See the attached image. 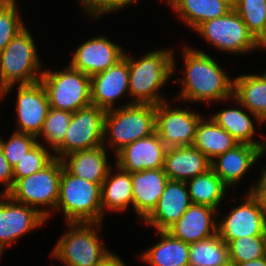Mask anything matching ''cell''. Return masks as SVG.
Instances as JSON below:
<instances>
[{
	"mask_svg": "<svg viewBox=\"0 0 266 266\" xmlns=\"http://www.w3.org/2000/svg\"><path fill=\"white\" fill-rule=\"evenodd\" d=\"M184 77L176 81L183 87L177 100L188 102L229 101L233 98L234 79L209 54L183 47Z\"/></svg>",
	"mask_w": 266,
	"mask_h": 266,
	"instance_id": "cell-1",
	"label": "cell"
},
{
	"mask_svg": "<svg viewBox=\"0 0 266 266\" xmlns=\"http://www.w3.org/2000/svg\"><path fill=\"white\" fill-rule=\"evenodd\" d=\"M173 53L169 48L154 50L136 60L125 52L124 57L129 67L128 89L132 103L156 105L167 101L159 92L176 72Z\"/></svg>",
	"mask_w": 266,
	"mask_h": 266,
	"instance_id": "cell-2",
	"label": "cell"
},
{
	"mask_svg": "<svg viewBox=\"0 0 266 266\" xmlns=\"http://www.w3.org/2000/svg\"><path fill=\"white\" fill-rule=\"evenodd\" d=\"M32 34L21 30L0 54V100L21 84L40 81L43 71Z\"/></svg>",
	"mask_w": 266,
	"mask_h": 266,
	"instance_id": "cell-3",
	"label": "cell"
},
{
	"mask_svg": "<svg viewBox=\"0 0 266 266\" xmlns=\"http://www.w3.org/2000/svg\"><path fill=\"white\" fill-rule=\"evenodd\" d=\"M155 132V105L137 104L130 100L122 107L106 111L103 145L109 141L116 154L126 145Z\"/></svg>",
	"mask_w": 266,
	"mask_h": 266,
	"instance_id": "cell-4",
	"label": "cell"
},
{
	"mask_svg": "<svg viewBox=\"0 0 266 266\" xmlns=\"http://www.w3.org/2000/svg\"><path fill=\"white\" fill-rule=\"evenodd\" d=\"M56 211L66 223H102L101 185L72 175L62 168Z\"/></svg>",
	"mask_w": 266,
	"mask_h": 266,
	"instance_id": "cell-5",
	"label": "cell"
},
{
	"mask_svg": "<svg viewBox=\"0 0 266 266\" xmlns=\"http://www.w3.org/2000/svg\"><path fill=\"white\" fill-rule=\"evenodd\" d=\"M103 223H67L51 256L65 266H98L111 252L99 239ZM70 229V230H69Z\"/></svg>",
	"mask_w": 266,
	"mask_h": 266,
	"instance_id": "cell-6",
	"label": "cell"
},
{
	"mask_svg": "<svg viewBox=\"0 0 266 266\" xmlns=\"http://www.w3.org/2000/svg\"><path fill=\"white\" fill-rule=\"evenodd\" d=\"M62 168V160L54 158L42 170L18 179L7 195L17 202L35 208L48 219L51 216L50 210L55 211L58 202Z\"/></svg>",
	"mask_w": 266,
	"mask_h": 266,
	"instance_id": "cell-7",
	"label": "cell"
},
{
	"mask_svg": "<svg viewBox=\"0 0 266 266\" xmlns=\"http://www.w3.org/2000/svg\"><path fill=\"white\" fill-rule=\"evenodd\" d=\"M40 81L47 91L51 108L74 113L92 104L90 76L70 65L64 71L43 70Z\"/></svg>",
	"mask_w": 266,
	"mask_h": 266,
	"instance_id": "cell-8",
	"label": "cell"
},
{
	"mask_svg": "<svg viewBox=\"0 0 266 266\" xmlns=\"http://www.w3.org/2000/svg\"><path fill=\"white\" fill-rule=\"evenodd\" d=\"M195 31L217 51L243 55L260 48L234 9L221 17L204 21Z\"/></svg>",
	"mask_w": 266,
	"mask_h": 266,
	"instance_id": "cell-9",
	"label": "cell"
},
{
	"mask_svg": "<svg viewBox=\"0 0 266 266\" xmlns=\"http://www.w3.org/2000/svg\"><path fill=\"white\" fill-rule=\"evenodd\" d=\"M106 111L96 105L80 108L72 113L63 142L54 150V157L100 147L104 144Z\"/></svg>",
	"mask_w": 266,
	"mask_h": 266,
	"instance_id": "cell-10",
	"label": "cell"
},
{
	"mask_svg": "<svg viewBox=\"0 0 266 266\" xmlns=\"http://www.w3.org/2000/svg\"><path fill=\"white\" fill-rule=\"evenodd\" d=\"M165 101L155 105L156 132L167 148L192 146L196 127L203 117L192 110L171 107ZM174 108V109H173Z\"/></svg>",
	"mask_w": 266,
	"mask_h": 266,
	"instance_id": "cell-11",
	"label": "cell"
},
{
	"mask_svg": "<svg viewBox=\"0 0 266 266\" xmlns=\"http://www.w3.org/2000/svg\"><path fill=\"white\" fill-rule=\"evenodd\" d=\"M245 202L232 208L228 215L218 220L217 234L228 243L240 237L262 236L266 213L258 197L248 191Z\"/></svg>",
	"mask_w": 266,
	"mask_h": 266,
	"instance_id": "cell-12",
	"label": "cell"
},
{
	"mask_svg": "<svg viewBox=\"0 0 266 266\" xmlns=\"http://www.w3.org/2000/svg\"><path fill=\"white\" fill-rule=\"evenodd\" d=\"M0 253L26 233L41 227L47 219L31 206L0 193ZM4 199V200H3Z\"/></svg>",
	"mask_w": 266,
	"mask_h": 266,
	"instance_id": "cell-13",
	"label": "cell"
},
{
	"mask_svg": "<svg viewBox=\"0 0 266 266\" xmlns=\"http://www.w3.org/2000/svg\"><path fill=\"white\" fill-rule=\"evenodd\" d=\"M15 111L18 127L15 132L37 137L50 109L47 91L41 81L18 84Z\"/></svg>",
	"mask_w": 266,
	"mask_h": 266,
	"instance_id": "cell-14",
	"label": "cell"
},
{
	"mask_svg": "<svg viewBox=\"0 0 266 266\" xmlns=\"http://www.w3.org/2000/svg\"><path fill=\"white\" fill-rule=\"evenodd\" d=\"M124 54L122 46L101 35L81 43L69 65L91 77L115 65Z\"/></svg>",
	"mask_w": 266,
	"mask_h": 266,
	"instance_id": "cell-15",
	"label": "cell"
},
{
	"mask_svg": "<svg viewBox=\"0 0 266 266\" xmlns=\"http://www.w3.org/2000/svg\"><path fill=\"white\" fill-rule=\"evenodd\" d=\"M167 147L160 140L157 132L126 145L115 155L116 164L122 170L134 173L146 169L164 167Z\"/></svg>",
	"mask_w": 266,
	"mask_h": 266,
	"instance_id": "cell-16",
	"label": "cell"
},
{
	"mask_svg": "<svg viewBox=\"0 0 266 266\" xmlns=\"http://www.w3.org/2000/svg\"><path fill=\"white\" fill-rule=\"evenodd\" d=\"M192 205L185 181L168 180L157 206L144 220L155 231H167Z\"/></svg>",
	"mask_w": 266,
	"mask_h": 266,
	"instance_id": "cell-17",
	"label": "cell"
},
{
	"mask_svg": "<svg viewBox=\"0 0 266 266\" xmlns=\"http://www.w3.org/2000/svg\"><path fill=\"white\" fill-rule=\"evenodd\" d=\"M91 103L105 111L114 109L116 100L129 95V67L123 57L115 65L90 77Z\"/></svg>",
	"mask_w": 266,
	"mask_h": 266,
	"instance_id": "cell-18",
	"label": "cell"
},
{
	"mask_svg": "<svg viewBox=\"0 0 266 266\" xmlns=\"http://www.w3.org/2000/svg\"><path fill=\"white\" fill-rule=\"evenodd\" d=\"M264 153L266 146L260 149L258 146L238 143L212 160L211 169L229 188L235 187Z\"/></svg>",
	"mask_w": 266,
	"mask_h": 266,
	"instance_id": "cell-19",
	"label": "cell"
},
{
	"mask_svg": "<svg viewBox=\"0 0 266 266\" xmlns=\"http://www.w3.org/2000/svg\"><path fill=\"white\" fill-rule=\"evenodd\" d=\"M218 211L206 205L192 204L167 232L185 243H194L217 234Z\"/></svg>",
	"mask_w": 266,
	"mask_h": 266,
	"instance_id": "cell-20",
	"label": "cell"
},
{
	"mask_svg": "<svg viewBox=\"0 0 266 266\" xmlns=\"http://www.w3.org/2000/svg\"><path fill=\"white\" fill-rule=\"evenodd\" d=\"M133 200L132 207L144 221L157 206L164 191L168 176L164 169H146L131 173Z\"/></svg>",
	"mask_w": 266,
	"mask_h": 266,
	"instance_id": "cell-21",
	"label": "cell"
},
{
	"mask_svg": "<svg viewBox=\"0 0 266 266\" xmlns=\"http://www.w3.org/2000/svg\"><path fill=\"white\" fill-rule=\"evenodd\" d=\"M211 168V161L197 148L180 146L167 148L164 172L170 180L187 181Z\"/></svg>",
	"mask_w": 266,
	"mask_h": 266,
	"instance_id": "cell-22",
	"label": "cell"
},
{
	"mask_svg": "<svg viewBox=\"0 0 266 266\" xmlns=\"http://www.w3.org/2000/svg\"><path fill=\"white\" fill-rule=\"evenodd\" d=\"M106 147L102 145L94 149L70 153L61 159L63 166L72 175L102 186L109 169L113 166L108 161Z\"/></svg>",
	"mask_w": 266,
	"mask_h": 266,
	"instance_id": "cell-23",
	"label": "cell"
},
{
	"mask_svg": "<svg viewBox=\"0 0 266 266\" xmlns=\"http://www.w3.org/2000/svg\"><path fill=\"white\" fill-rule=\"evenodd\" d=\"M235 105H239V108H228L223 109L215 113L211 118L224 130H226L238 143L249 144L252 146H258L260 149L266 146V141H256L253 136L256 134L254 120L259 123H263L256 114L249 112V115L240 110L243 107L234 97ZM241 105V106H240ZM252 118H255L252 120Z\"/></svg>",
	"mask_w": 266,
	"mask_h": 266,
	"instance_id": "cell-24",
	"label": "cell"
},
{
	"mask_svg": "<svg viewBox=\"0 0 266 266\" xmlns=\"http://www.w3.org/2000/svg\"><path fill=\"white\" fill-rule=\"evenodd\" d=\"M117 172L110 168L107 177L101 186V206L102 214L108 211H124L132 205L133 184L131 173L122 170L114 165ZM113 172V173H112Z\"/></svg>",
	"mask_w": 266,
	"mask_h": 266,
	"instance_id": "cell-25",
	"label": "cell"
},
{
	"mask_svg": "<svg viewBox=\"0 0 266 266\" xmlns=\"http://www.w3.org/2000/svg\"><path fill=\"white\" fill-rule=\"evenodd\" d=\"M160 241L140 255L149 266H189V243L167 231H157Z\"/></svg>",
	"mask_w": 266,
	"mask_h": 266,
	"instance_id": "cell-26",
	"label": "cell"
},
{
	"mask_svg": "<svg viewBox=\"0 0 266 266\" xmlns=\"http://www.w3.org/2000/svg\"><path fill=\"white\" fill-rule=\"evenodd\" d=\"M234 79L233 97L245 110L266 122V74H244Z\"/></svg>",
	"mask_w": 266,
	"mask_h": 266,
	"instance_id": "cell-27",
	"label": "cell"
},
{
	"mask_svg": "<svg viewBox=\"0 0 266 266\" xmlns=\"http://www.w3.org/2000/svg\"><path fill=\"white\" fill-rule=\"evenodd\" d=\"M179 14L181 22L195 30L204 21L227 14L233 9L221 0H165Z\"/></svg>",
	"mask_w": 266,
	"mask_h": 266,
	"instance_id": "cell-28",
	"label": "cell"
},
{
	"mask_svg": "<svg viewBox=\"0 0 266 266\" xmlns=\"http://www.w3.org/2000/svg\"><path fill=\"white\" fill-rule=\"evenodd\" d=\"M202 117L196 127L193 146L199 149L210 161L229 151L238 142L211 117Z\"/></svg>",
	"mask_w": 266,
	"mask_h": 266,
	"instance_id": "cell-29",
	"label": "cell"
},
{
	"mask_svg": "<svg viewBox=\"0 0 266 266\" xmlns=\"http://www.w3.org/2000/svg\"><path fill=\"white\" fill-rule=\"evenodd\" d=\"M186 184L192 204L206 205L216 210L229 188L211 168L187 180Z\"/></svg>",
	"mask_w": 266,
	"mask_h": 266,
	"instance_id": "cell-30",
	"label": "cell"
},
{
	"mask_svg": "<svg viewBox=\"0 0 266 266\" xmlns=\"http://www.w3.org/2000/svg\"><path fill=\"white\" fill-rule=\"evenodd\" d=\"M229 262L228 245L218 234L189 244V266H225Z\"/></svg>",
	"mask_w": 266,
	"mask_h": 266,
	"instance_id": "cell-31",
	"label": "cell"
},
{
	"mask_svg": "<svg viewBox=\"0 0 266 266\" xmlns=\"http://www.w3.org/2000/svg\"><path fill=\"white\" fill-rule=\"evenodd\" d=\"M233 9L258 41L264 35L265 30L266 0H236Z\"/></svg>",
	"mask_w": 266,
	"mask_h": 266,
	"instance_id": "cell-32",
	"label": "cell"
},
{
	"mask_svg": "<svg viewBox=\"0 0 266 266\" xmlns=\"http://www.w3.org/2000/svg\"><path fill=\"white\" fill-rule=\"evenodd\" d=\"M71 118L72 112L50 107L37 140L43 136L44 142L49 144L47 147H51L53 152L63 142Z\"/></svg>",
	"mask_w": 266,
	"mask_h": 266,
	"instance_id": "cell-33",
	"label": "cell"
},
{
	"mask_svg": "<svg viewBox=\"0 0 266 266\" xmlns=\"http://www.w3.org/2000/svg\"><path fill=\"white\" fill-rule=\"evenodd\" d=\"M50 150V151H49ZM51 149L40 141L34 145L25 156L13 167L14 183L23 177L30 176L46 167L53 159Z\"/></svg>",
	"mask_w": 266,
	"mask_h": 266,
	"instance_id": "cell-34",
	"label": "cell"
},
{
	"mask_svg": "<svg viewBox=\"0 0 266 266\" xmlns=\"http://www.w3.org/2000/svg\"><path fill=\"white\" fill-rule=\"evenodd\" d=\"M16 0H0V54L5 46L26 26Z\"/></svg>",
	"mask_w": 266,
	"mask_h": 266,
	"instance_id": "cell-35",
	"label": "cell"
},
{
	"mask_svg": "<svg viewBox=\"0 0 266 266\" xmlns=\"http://www.w3.org/2000/svg\"><path fill=\"white\" fill-rule=\"evenodd\" d=\"M227 245L229 261L233 264L248 262L265 257L262 236L240 237L230 240Z\"/></svg>",
	"mask_w": 266,
	"mask_h": 266,
	"instance_id": "cell-36",
	"label": "cell"
},
{
	"mask_svg": "<svg viewBox=\"0 0 266 266\" xmlns=\"http://www.w3.org/2000/svg\"><path fill=\"white\" fill-rule=\"evenodd\" d=\"M38 143L35 136L20 132H13L7 141L0 138V147L5 158L14 167L25 154Z\"/></svg>",
	"mask_w": 266,
	"mask_h": 266,
	"instance_id": "cell-37",
	"label": "cell"
},
{
	"mask_svg": "<svg viewBox=\"0 0 266 266\" xmlns=\"http://www.w3.org/2000/svg\"><path fill=\"white\" fill-rule=\"evenodd\" d=\"M138 0H79L83 11L87 12L88 15L94 19L99 18L102 15H107V13H113L126 6L135 4ZM102 14V15H101Z\"/></svg>",
	"mask_w": 266,
	"mask_h": 266,
	"instance_id": "cell-38",
	"label": "cell"
},
{
	"mask_svg": "<svg viewBox=\"0 0 266 266\" xmlns=\"http://www.w3.org/2000/svg\"><path fill=\"white\" fill-rule=\"evenodd\" d=\"M0 183L5 185L4 191L1 194H7L14 185L13 167L5 158L4 153L0 147Z\"/></svg>",
	"mask_w": 266,
	"mask_h": 266,
	"instance_id": "cell-39",
	"label": "cell"
},
{
	"mask_svg": "<svg viewBox=\"0 0 266 266\" xmlns=\"http://www.w3.org/2000/svg\"><path fill=\"white\" fill-rule=\"evenodd\" d=\"M98 266H126L121 257L111 252Z\"/></svg>",
	"mask_w": 266,
	"mask_h": 266,
	"instance_id": "cell-40",
	"label": "cell"
},
{
	"mask_svg": "<svg viewBox=\"0 0 266 266\" xmlns=\"http://www.w3.org/2000/svg\"><path fill=\"white\" fill-rule=\"evenodd\" d=\"M252 192L258 197L266 213V188H254Z\"/></svg>",
	"mask_w": 266,
	"mask_h": 266,
	"instance_id": "cell-41",
	"label": "cell"
},
{
	"mask_svg": "<svg viewBox=\"0 0 266 266\" xmlns=\"http://www.w3.org/2000/svg\"><path fill=\"white\" fill-rule=\"evenodd\" d=\"M261 172L262 175L257 179L258 181L250 187V192H252L254 188H266V167Z\"/></svg>",
	"mask_w": 266,
	"mask_h": 266,
	"instance_id": "cell-42",
	"label": "cell"
},
{
	"mask_svg": "<svg viewBox=\"0 0 266 266\" xmlns=\"http://www.w3.org/2000/svg\"><path fill=\"white\" fill-rule=\"evenodd\" d=\"M236 266H266V257L235 264Z\"/></svg>",
	"mask_w": 266,
	"mask_h": 266,
	"instance_id": "cell-43",
	"label": "cell"
},
{
	"mask_svg": "<svg viewBox=\"0 0 266 266\" xmlns=\"http://www.w3.org/2000/svg\"><path fill=\"white\" fill-rule=\"evenodd\" d=\"M258 45L260 48H266V24H265V30H264V35L258 40Z\"/></svg>",
	"mask_w": 266,
	"mask_h": 266,
	"instance_id": "cell-44",
	"label": "cell"
},
{
	"mask_svg": "<svg viewBox=\"0 0 266 266\" xmlns=\"http://www.w3.org/2000/svg\"><path fill=\"white\" fill-rule=\"evenodd\" d=\"M262 237H263V242H264V255L266 257V223L264 225Z\"/></svg>",
	"mask_w": 266,
	"mask_h": 266,
	"instance_id": "cell-45",
	"label": "cell"
},
{
	"mask_svg": "<svg viewBox=\"0 0 266 266\" xmlns=\"http://www.w3.org/2000/svg\"><path fill=\"white\" fill-rule=\"evenodd\" d=\"M221 1L228 3L232 8H234L236 2V0H221Z\"/></svg>",
	"mask_w": 266,
	"mask_h": 266,
	"instance_id": "cell-46",
	"label": "cell"
},
{
	"mask_svg": "<svg viewBox=\"0 0 266 266\" xmlns=\"http://www.w3.org/2000/svg\"><path fill=\"white\" fill-rule=\"evenodd\" d=\"M225 266H236L235 264H233V263H228L227 265H225Z\"/></svg>",
	"mask_w": 266,
	"mask_h": 266,
	"instance_id": "cell-47",
	"label": "cell"
}]
</instances>
